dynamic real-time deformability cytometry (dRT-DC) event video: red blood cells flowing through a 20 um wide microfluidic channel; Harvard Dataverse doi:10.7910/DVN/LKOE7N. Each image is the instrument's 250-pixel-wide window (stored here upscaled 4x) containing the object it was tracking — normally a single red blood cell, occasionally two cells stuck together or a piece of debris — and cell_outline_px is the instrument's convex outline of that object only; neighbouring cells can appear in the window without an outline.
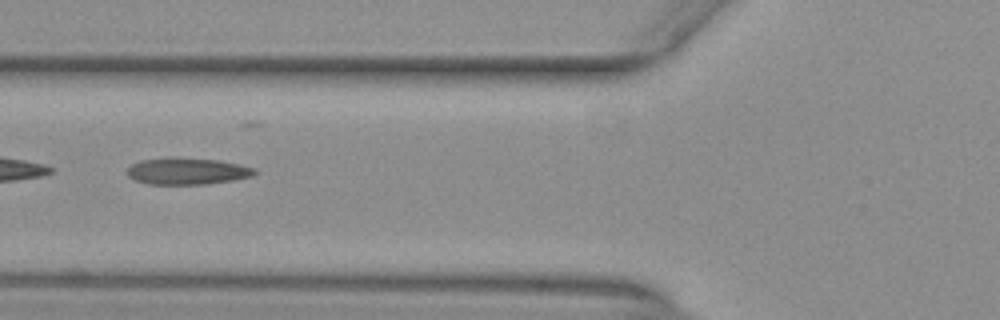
{"species": "common noctule bat (a hibernating species)", "species_latin": "Nyctalus noctula", "temperature_condition": "warm", "stored_images_in_passage": 38, "camera_frame_rate_fps": 3000, "um_per_image_px": 0.085, "animal": {"sex": "female", "body_mass_g": 29.2, "forearm_length_mm": 56.3}, "frame": {"image": 1, "passage_image": 6, "time_ms": 1.667, "image_size_px": [1000, 320], "cell_outline_px": [[260, 172], [252, 176], [232, 180], [204, 184], [148, 184], [132, 180], [128, 176], [128, 168], [132, 164], [140, 160], [168, 156], [220, 160], [240, 164], [256, 168]], "centroid_in_image_um": [15.92, 14.53], "position_along_channel_um": 109.9, "area_um2": 20.23}}
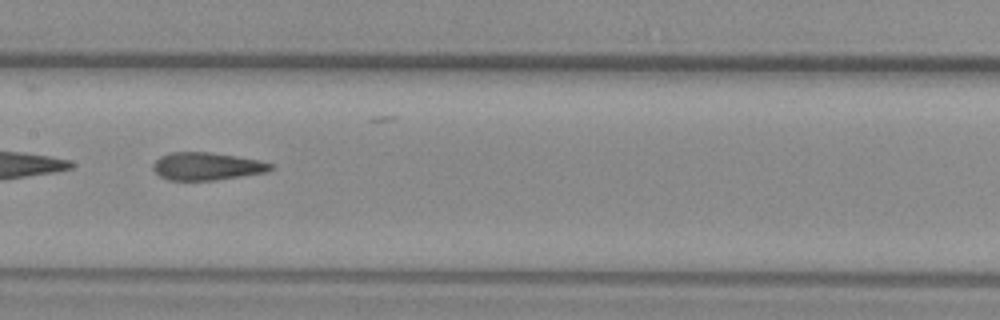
{"frame": {"image": 2, "passage_image": 12, "time_ms": 3.667, "image_size_px": [1000, 320], "cell_outline_px": [[272, 168], [268, 172], [216, 180], [168, 180], [160, 176], [152, 168], [152, 164], [160, 156], [172, 152], [208, 152], [236, 156], [256, 160], [272, 164]], "centroid_in_image_um": [17.54, 14.14], "position_along_channel_um": 189.9, "area_um2": 18.84}, "authors_computed_cell_mechanics": {"area_um2": 19.1896, "velocity_mm_per_s": 3.9817, "shape_relaxation_time_tau1_ms": null, "shape_relaxation_time_tau2_ms": 1.5969, "deformation_change_tau1": null, "deformation_change_tau2": 0.1135}}